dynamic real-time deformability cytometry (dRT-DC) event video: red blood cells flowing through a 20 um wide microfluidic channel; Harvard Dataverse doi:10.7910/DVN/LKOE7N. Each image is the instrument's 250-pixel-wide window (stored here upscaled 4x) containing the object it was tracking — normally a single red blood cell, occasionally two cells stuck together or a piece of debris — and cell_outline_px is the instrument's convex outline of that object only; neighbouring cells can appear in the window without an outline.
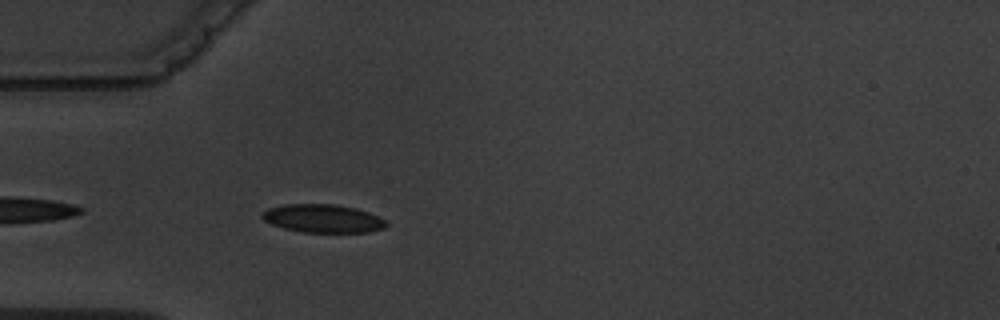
{"species": "common noctule bat (a hibernating species)", "species_latin": "Nyctalus noctula", "temperature_condition": "warm", "stored_images_in_passage": 3, "camera_frame_rate_fps": 3000, "um_per_image_px": 0.085, "animal": {"sex": "male", "body_mass_g": 19.5, "forearm_length_mm": 54.6}, "frame": {"image": 1, "passage_image": 3, "time_ms": 2.667, "image_size_px": [1000, 320], "cell_outline_px": [[388, 224], [384, 228], [368, 232], [300, 232], [284, 228], [272, 224], [264, 220], [260, 216], [268, 208], [284, 204], [332, 204], [356, 208], [368, 212], [384, 220]], "centroid_in_image_um": [27.42, 18.57], "position_along_channel_um": 57.6, "area_um2": 20.29}}